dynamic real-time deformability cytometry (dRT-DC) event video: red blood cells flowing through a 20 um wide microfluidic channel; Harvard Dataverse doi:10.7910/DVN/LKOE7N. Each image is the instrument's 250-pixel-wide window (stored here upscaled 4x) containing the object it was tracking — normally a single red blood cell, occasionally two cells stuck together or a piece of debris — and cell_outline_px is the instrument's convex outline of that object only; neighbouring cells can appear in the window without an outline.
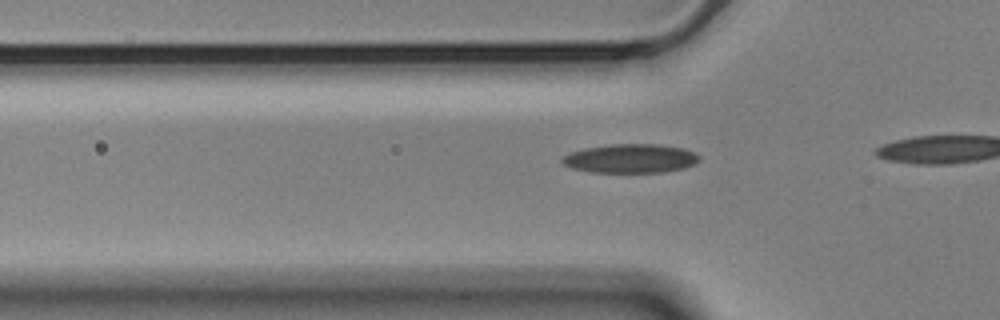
{"species": "Egyptian fruit bat (a non-hibernating species)", "species_latin": "Rousettus aegyptiacus", "temperature_condition": "cold", "stored_images_in_passage": 19, "camera_frame_rate_fps": 3000, "um_per_image_px": 0.085, "animal": {"sex": "male"}, "frame": {"image": 1, "passage_image": 14, "time_ms": 4.333, "image_size_px": [1000, 320], "cell_outline_px": [[700, 160], [696, 164], [684, 168], [664, 172], [588, 172], [572, 168], [564, 164], [560, 160], [564, 156], [572, 152], [584, 148], [612, 144], [656, 144], [684, 148], [700, 156]], "centroid_in_image_um": [53.62, 13.47], "position_along_channel_um": 72.2, "area_um2": 23.12}}
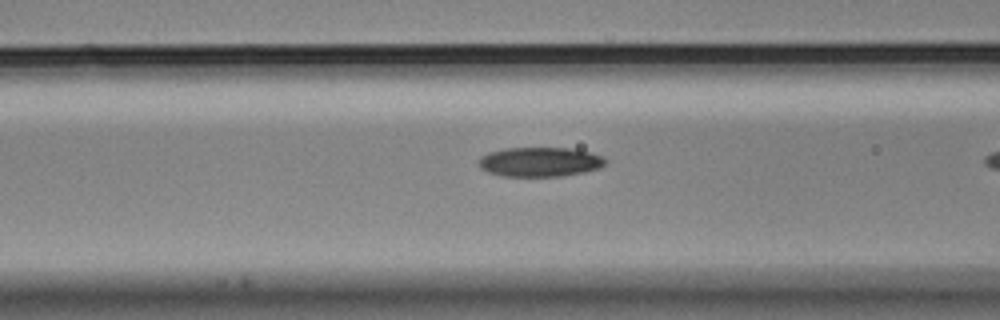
{"frame": {"image": 2, "passage_image": 18, "time_ms": 5.667, "image_size_px": [1000, 320], "cell_outline_px": [[608, 160], [600, 168], [584, 172], [560, 176], [500, 176], [488, 172], [480, 168], [476, 164], [480, 156], [488, 152], [504, 148], [568, 148], [592, 152], [604, 156]], "centroid_in_image_um": [45.87, 13.76], "position_along_channel_um": 120.7, "area_um2": 22.08}}